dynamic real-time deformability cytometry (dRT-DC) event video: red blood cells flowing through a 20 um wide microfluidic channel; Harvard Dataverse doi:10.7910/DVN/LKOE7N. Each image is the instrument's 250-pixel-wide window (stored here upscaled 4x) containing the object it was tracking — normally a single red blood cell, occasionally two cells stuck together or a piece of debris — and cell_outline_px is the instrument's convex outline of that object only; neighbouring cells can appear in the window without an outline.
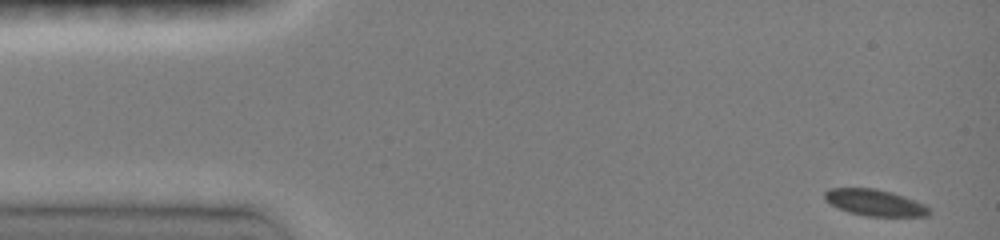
{"species": "common noctule bat (a hibernating species)", "species_latin": "Nyctalus noctula", "temperature_condition": "room temperature", "stored_images_in_passage": 67, "camera_frame_rate_fps": 3000, "um_per_image_px": 0.085, "animal": {"sex": "female", "body_mass_g": 19.0, "forearm_length_mm": 51.5}, "frame": {"image": 1, "passage_image": 1, "time_ms": 0.0, "image_size_px": [1000, 240], "cell_outline_px": [[928, 216], [864, 216], [848, 212], [824, 200], [824, 192], [828, 188], [876, 188], [892, 192], [904, 196], [924, 204], [928, 208]], "centroid_in_image_um": [74.32, 17.21], "position_along_channel_um": 10.7, "area_um2": 16.01}}
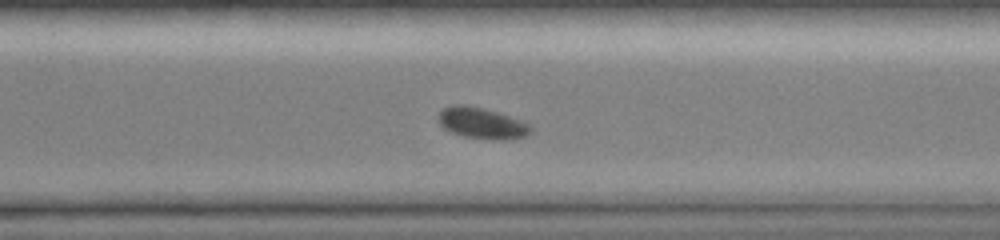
{"frame": {"image": 2, "passage_image": 44, "time_ms": 10.667, "image_size_px": [1000, 240], "cell_outline_px": [[532, 128], [524, 136], [464, 136], [452, 132], [444, 128], [440, 124], [440, 112], [444, 108], [452, 104], [464, 104], [484, 108], [524, 120], [532, 124]], "centroid_in_image_um": [40.92, 10.37], "position_along_channel_um": 329.7, "area_um2": 15.72}}
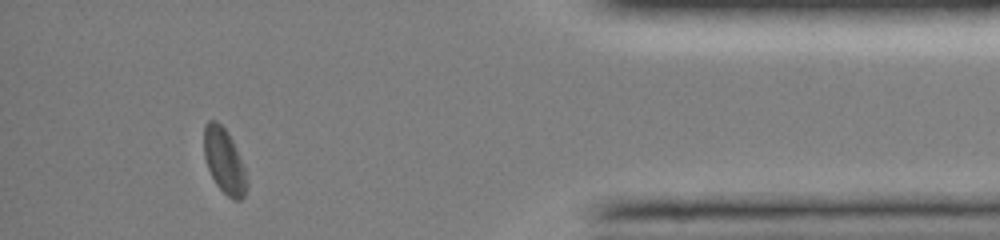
{"frame": {"image": 3, "passage_image": 59, "time_ms": 13.667, "image_size_px": [1000, 240], "cell_outline_px": [[244, 196], [240, 200], [232, 200], [216, 184], [208, 168], [204, 156], [204, 124], [208, 120], [216, 120], [228, 132], [236, 148], [244, 168]], "centroid_in_image_um": [19.01, 13.63], "position_along_channel_um": 416.2, "area_um2": 15.72}, "authors_computed_cell_mechanics": {"area_um2": 16.8198, "velocity_mm_per_s": 3.9979, "shape_relaxation_time_tau1_ms": 1.8868, "shape_relaxation_time_tau2_ms": null, "deformation_change_tau1": 0.0727, "deformation_change_tau2": null}}